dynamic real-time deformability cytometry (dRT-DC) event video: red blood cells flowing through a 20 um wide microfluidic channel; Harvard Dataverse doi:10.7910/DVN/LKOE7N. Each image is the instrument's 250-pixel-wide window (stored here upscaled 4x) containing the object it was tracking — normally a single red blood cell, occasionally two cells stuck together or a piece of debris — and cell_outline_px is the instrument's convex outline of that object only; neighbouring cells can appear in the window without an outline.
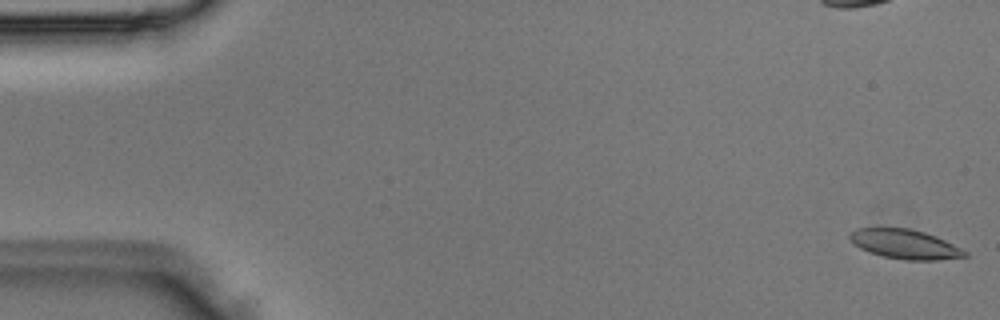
{"species": "Egyptian fruit bat (a non-hibernating species)", "species_latin": "Rousettus aegyptiacus", "temperature_condition": "room temperature", "stored_images_in_passage": 4, "camera_frame_rate_fps": 3000, "um_per_image_px": 0.085, "animal": {"sex": "male"}, "frame": {"image": 1, "passage_image": 1, "time_ms": 0.0, "image_size_px": [1000, 320], "cell_outline_px": [[968, 256], [936, 260], [904, 260], [884, 256], [868, 252], [860, 248], [848, 236], [856, 228], [908, 228], [924, 232], [936, 236], [968, 252]], "centroid_in_image_um": [76.93, 20.76], "position_along_channel_um": 8.1, "area_um2": 19.48}}